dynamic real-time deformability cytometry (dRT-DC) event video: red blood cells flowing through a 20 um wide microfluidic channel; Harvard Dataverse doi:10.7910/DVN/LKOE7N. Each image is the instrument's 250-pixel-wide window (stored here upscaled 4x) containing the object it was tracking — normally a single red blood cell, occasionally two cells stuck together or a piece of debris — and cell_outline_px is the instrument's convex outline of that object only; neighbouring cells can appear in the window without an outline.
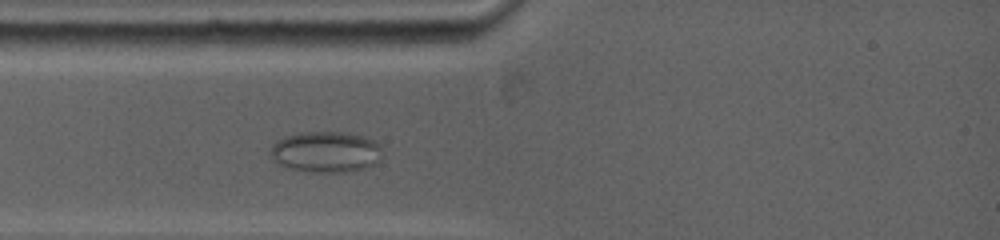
{"species": "common noctule bat (a hibernating species)", "species_latin": "Nyctalus noctula", "temperature_condition": "warm", "stored_images_in_passage": 42, "camera_frame_rate_fps": 5000, "um_per_image_px": 0.085, "animal": {"sex": "female", "body_mass_g": 19.0, "forearm_length_mm": 53.3}, "frame": {"image": 1, "passage_image": 11, "time_ms": 2.2, "image_size_px": [1000, 240], "cell_outline_px": [[380, 144], [376, 160], [372, 164], [364, 168], [352, 172], [312, 172], [288, 168], [280, 164], [276, 160], [272, 152], [272, 148], [280, 140], [288, 136], [304, 132], [344, 132], [360, 136], [372, 140]], "centroid_in_image_um": [27.71, 12.92], "position_along_channel_um": 57.3, "area_um2": 25.78}}
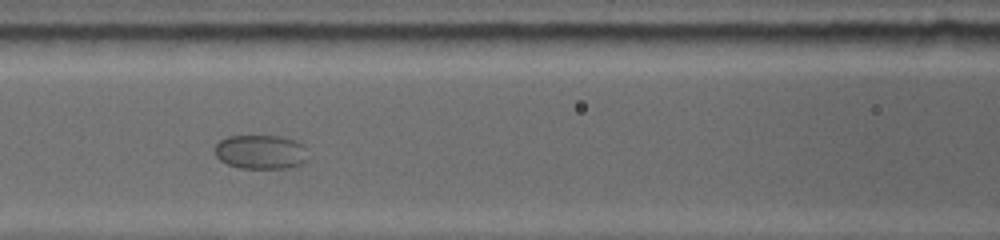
{"frame": {"image": 2, "passage_image": 22, "time_ms": 4.6, "image_size_px": [1000, 240], "cell_outline_px": [[308, 160], [300, 164], [288, 168], [240, 168], [228, 164], [220, 160], [216, 156], [216, 144], [220, 140], [228, 136], [280, 136], [304, 144]], "centroid_in_image_um": [22.17, 12.92], "position_along_channel_um": 144.4, "area_um2": 18.5}}
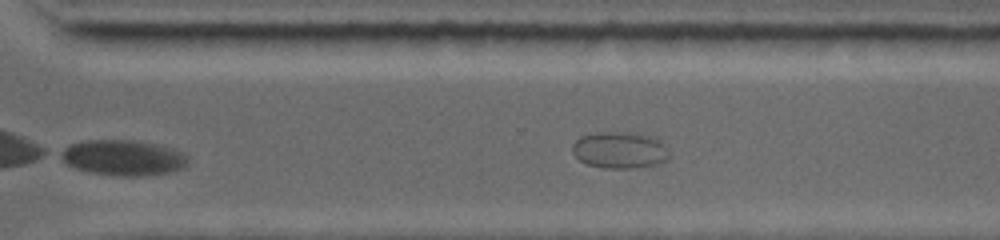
{"frame": {"image": 3, "passage_image": 42, "time_ms": 9.4, "image_size_px": [1000, 240], "cell_outline_px": [[188, 160], [180, 168], [168, 172], [144, 176], [116, 176], [88, 172], [76, 168], [68, 164], [56, 152], [72, 144], [84, 140], [132, 140], [152, 144], [168, 148], [180, 152], [188, 156]], "centroid_in_image_um": [10.38, 13.41], "position_along_channel_um": 360.2, "area_um2": 25.95}}